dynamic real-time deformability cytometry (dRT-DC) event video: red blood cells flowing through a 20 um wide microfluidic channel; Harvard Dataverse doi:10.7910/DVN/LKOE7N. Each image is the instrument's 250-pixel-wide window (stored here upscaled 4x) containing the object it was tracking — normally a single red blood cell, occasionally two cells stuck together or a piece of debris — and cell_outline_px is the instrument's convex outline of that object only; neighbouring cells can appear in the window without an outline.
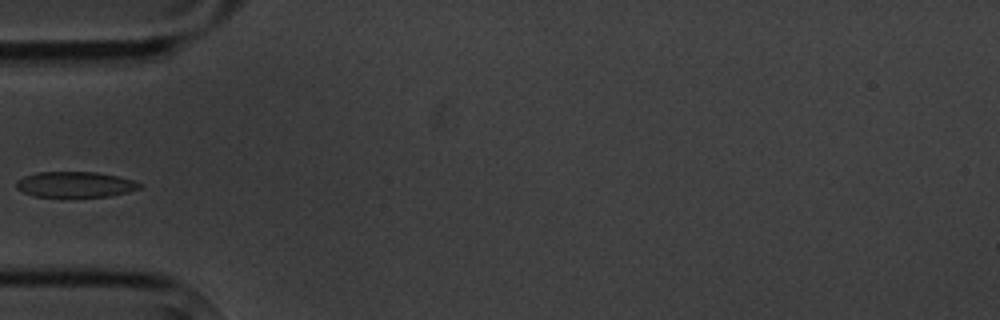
{"species": "common noctule bat (a hibernating species)", "species_latin": "Nyctalus noctula", "temperature_condition": "cold", "stored_images_in_passage": 6, "camera_frame_rate_fps": 3000, "um_per_image_px": 0.085, "animal": {"sex": "male", "body_mass_g": 20.1, "forearm_length_mm": 53.5}, "frame": {"image": 1, "passage_image": 5, "time_ms": 4.667, "image_size_px": [1000, 320], "cell_outline_px": [[140, 188], [128, 192], [108, 196], [32, 196], [16, 188], [16, 180], [24, 176], [36, 172], [96, 172], [116, 176], [132, 180], [140, 184]], "centroid_in_image_um": [6.34, 15.67], "position_along_channel_um": 78.7, "area_um2": 18.15}}
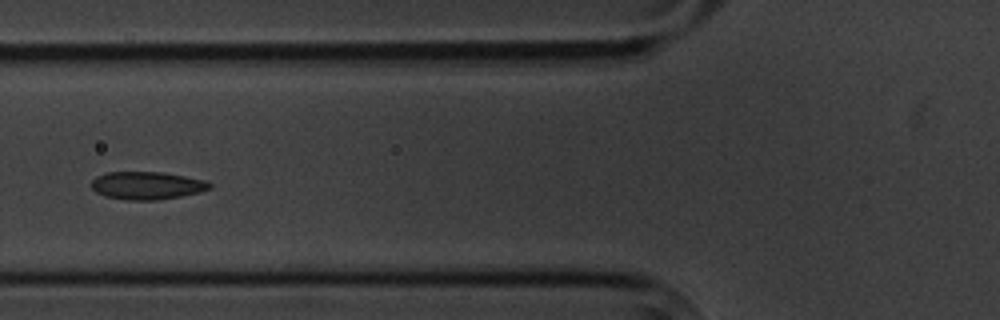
{"frame": {"image": 2, "passage_image": 6, "time_ms": 5.667, "image_size_px": [1000, 320], "cell_outline_px": [[212, 188], [200, 192], [180, 196], [156, 200], [128, 200], [104, 196], [96, 192], [88, 184], [96, 176], [108, 172], [164, 172], [204, 180], [212, 184]], "centroid_in_image_um": [12.46, 15.76], "position_along_channel_um": 113.3, "area_um2": 19.25}}